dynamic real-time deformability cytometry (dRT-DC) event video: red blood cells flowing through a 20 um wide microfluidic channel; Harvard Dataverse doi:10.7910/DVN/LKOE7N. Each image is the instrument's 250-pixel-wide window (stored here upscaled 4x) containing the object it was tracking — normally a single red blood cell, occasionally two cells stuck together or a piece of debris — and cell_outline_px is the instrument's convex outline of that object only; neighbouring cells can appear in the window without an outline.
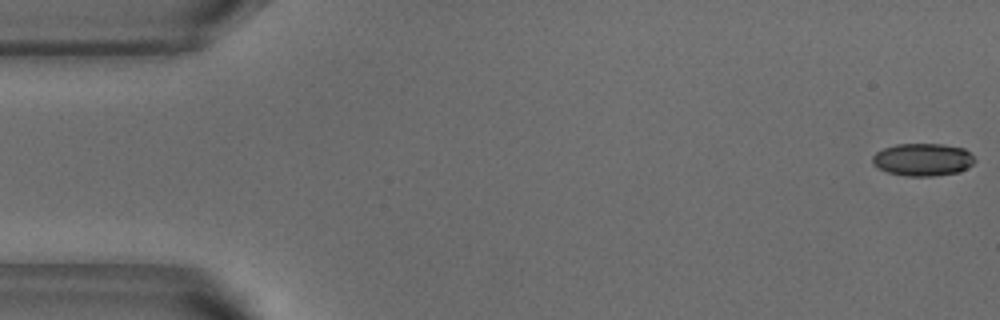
{"species": "common noctule bat (a hibernating species)", "species_latin": "Nyctalus noctula", "temperature_condition": "warm", "stored_images_in_passage": 52, "camera_frame_rate_fps": 3000, "um_per_image_px": 0.085, "animal": {"sex": "male", "body_mass_g": 18.8}, "frame": {"image": 1, "passage_image": 1, "time_ms": 0.0, "image_size_px": [1000, 320], "cell_outline_px": [[976, 160], [972, 164], [960, 172], [932, 176], [904, 176], [888, 172], [872, 164], [872, 156], [876, 152], [884, 148], [896, 144], [944, 144], [964, 148]], "centroid_in_image_um": [78.42, 13.56], "position_along_channel_um": 6.6, "area_um2": 19.42}}
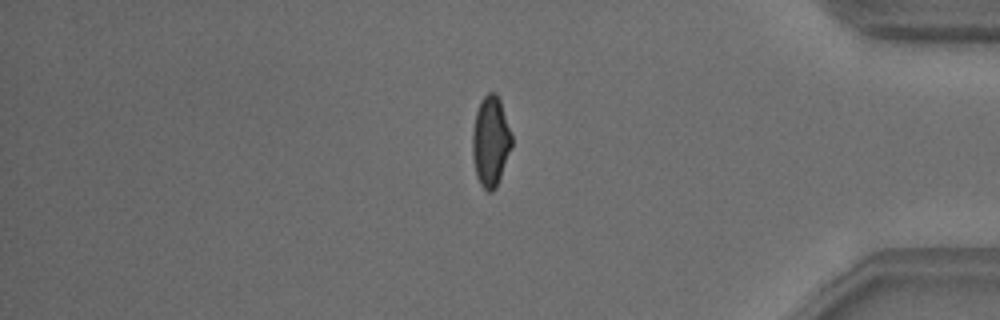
{"frame": {"image": 2, "passage_image": 44, "time_ms": 14.333, "image_size_px": [1000, 320], "cell_outline_px": [[512, 144], [496, 188], [492, 192], [488, 192], [480, 184], [476, 176], [472, 156], [472, 132], [476, 112], [480, 100], [488, 92], [496, 92], [500, 100], [512, 136]], "centroid_in_image_um": [41.68, 12.0], "position_along_channel_um": 393.5, "area_um2": 20.63}}
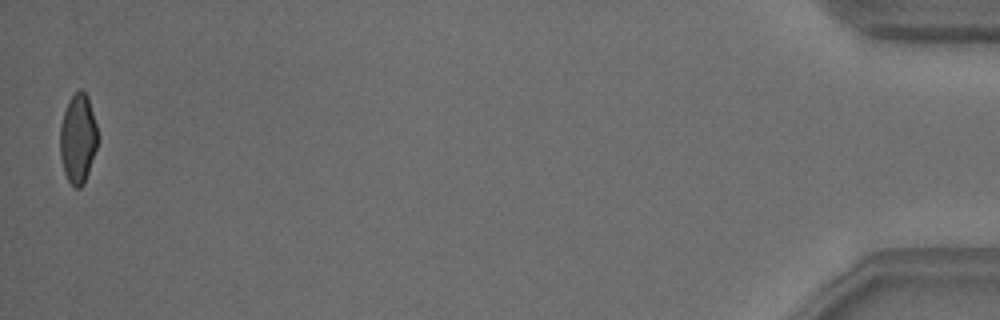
{"frame": {"image": 3, "passage_image": 52, "time_ms": 17.0, "image_size_px": [1000, 320], "cell_outline_px": [[96, 148], [84, 184], [80, 188], [76, 188], [68, 180], [64, 172], [60, 156], [60, 124], [68, 100], [80, 88], [88, 96], [96, 124]], "centroid_in_image_um": [6.6, 11.77], "position_along_channel_um": 428.6, "area_um2": 19.36}, "authors_computed_cell_mechanics": {"area_um2": 20.519, "velocity_mm_per_s": 3.8186, "shape_relaxation_time_tau1_ms": 4.6132, "shape_relaxation_time_tau2_ms": 0.8734, "deformation_change_tau1": 0.1511, "deformation_change_tau2": 0.0518}}